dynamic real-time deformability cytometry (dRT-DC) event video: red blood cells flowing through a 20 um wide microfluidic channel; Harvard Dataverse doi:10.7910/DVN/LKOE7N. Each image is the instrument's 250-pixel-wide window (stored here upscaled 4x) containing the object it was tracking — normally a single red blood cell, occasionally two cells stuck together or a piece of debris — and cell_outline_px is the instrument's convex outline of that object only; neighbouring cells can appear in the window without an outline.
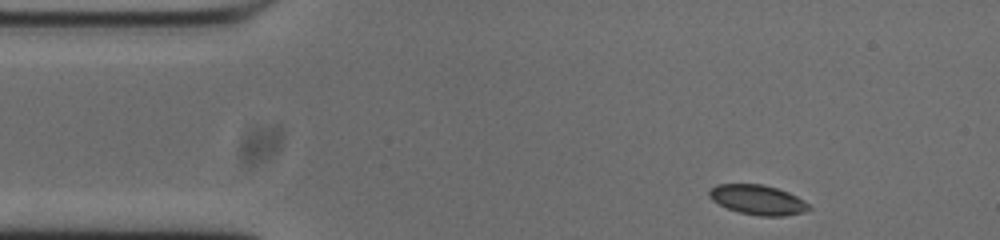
{"species": "common noctule bat (a hibernating species)", "species_latin": "Nyctalus noctula", "temperature_condition": "cold", "stored_images_in_passage": 48, "camera_frame_rate_fps": 3000, "um_per_image_px": 0.085, "animal": {"sex": "male", "body_mass_g": 20.0, "forearm_length_mm": 53.3}, "frame": {"image": 1, "passage_image": 1, "time_ms": 0.0, "image_size_px": [1000, 240], "cell_outline_px": [[812, 208], [804, 212], [784, 216], [760, 216], [740, 212], [728, 208], [712, 200], [708, 196], [708, 192], [716, 184], [760, 184], [776, 188], [788, 192], [804, 200]], "centroid_in_image_um": [64.42, 16.98], "position_along_channel_um": 20.6, "area_um2": 17.17}}
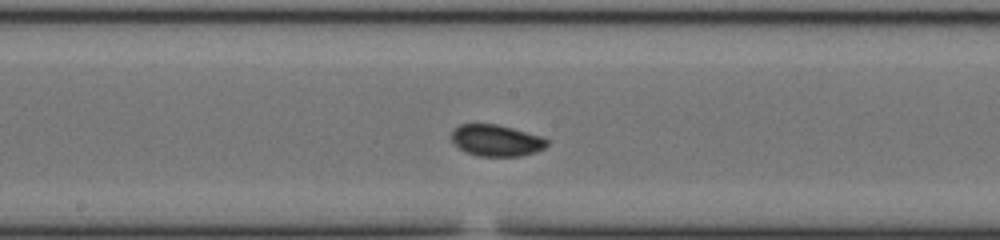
{"frame": {"image": 2, "passage_image": 21, "time_ms": 6.667, "image_size_px": [1000, 240], "cell_outline_px": [[548, 144], [544, 148], [536, 152], [520, 156], [476, 156], [460, 148], [452, 140], [452, 132], [460, 124], [496, 124], [544, 136], [548, 140]], "centroid_in_image_um": [42.24, 11.94], "position_along_channel_um": 206.0, "area_um2": 17.46}}
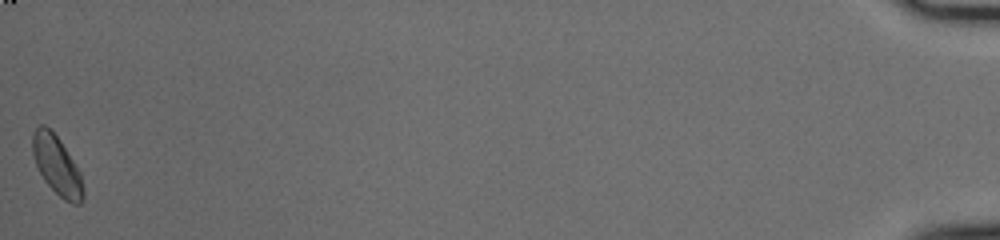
{"frame": {"image": 3, "passage_image": 48, "time_ms": 15.667, "image_size_px": [1000, 240], "cell_outline_px": [[84, 196], [80, 204], [72, 204], [64, 200], [44, 180], [36, 164], [32, 152], [32, 132], [40, 124], [44, 124], [60, 140], [80, 172], [84, 192]], "centroid_in_image_um": [4.83, 14.06], "position_along_channel_um": 430.4, "area_um2": 17.17}, "authors_computed_cell_mechanics": {"area_um2": 17.1377, "velocity_mm_per_s": 3.7331, "shape_relaxation_time_tau1_ms": 5.927, "shape_relaxation_time_tau2_ms": 1.3836, "deformation_change_tau1": 0.094, "deformation_change_tau2": 0.04}}